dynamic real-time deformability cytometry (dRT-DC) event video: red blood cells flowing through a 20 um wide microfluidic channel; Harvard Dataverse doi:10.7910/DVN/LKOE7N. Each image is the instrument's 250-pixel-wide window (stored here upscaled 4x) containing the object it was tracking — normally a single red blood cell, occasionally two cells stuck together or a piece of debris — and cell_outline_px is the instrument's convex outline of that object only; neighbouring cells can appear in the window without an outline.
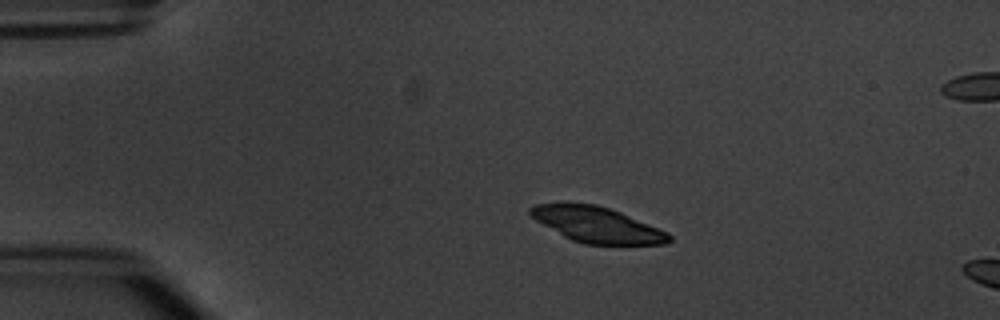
{"species": "common noctule bat (a hibernating species)", "species_latin": "Nyctalus noctula", "temperature_condition": "warm", "stored_images_in_passage": 6, "camera_frame_rate_fps": 3000, "um_per_image_px": 0.085, "animal": {"sex": "male", "body_mass_g": 20.1, "forearm_length_mm": 53.5}, "frame": {"image": 1, "passage_image": 4, "time_ms": 3.333, "image_size_px": [1000, 320], "cell_outline_px": [[672, 240], [668, 244], [584, 244], [572, 240], [564, 236], [536, 220], [528, 212], [528, 208], [536, 204], [596, 204], [620, 212], [668, 232], [672, 236]], "centroid_in_image_um": [50.78, 19.12], "position_along_channel_um": 34.2, "area_um2": 28.26}}